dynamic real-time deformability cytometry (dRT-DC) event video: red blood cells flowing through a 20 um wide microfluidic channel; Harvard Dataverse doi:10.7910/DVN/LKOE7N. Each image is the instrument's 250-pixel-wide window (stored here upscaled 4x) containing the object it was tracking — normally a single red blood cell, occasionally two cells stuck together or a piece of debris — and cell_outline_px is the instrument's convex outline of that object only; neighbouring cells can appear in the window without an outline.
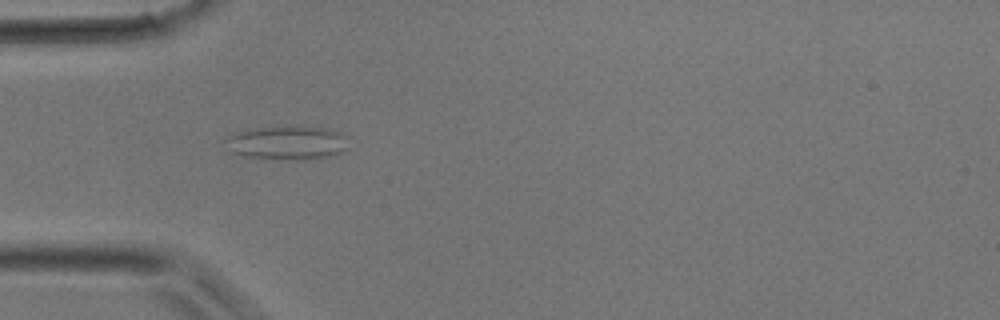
{"species": "common noctule bat (a hibernating species)", "species_latin": "Nyctalus noctula", "temperature_condition": "room temperature", "stored_images_in_passage": 8, "camera_frame_rate_fps": 3000, "um_per_image_px": 0.085, "animal": {"sex": "male", "body_mass_g": 17.9}, "frame": {"image": 1, "passage_image": 3, "time_ms": 0.667, "image_size_px": [1000, 320], "cell_outline_px": [[348, 148], [336, 156], [304, 160], [288, 160], [244, 156], [232, 152], [224, 140], [228, 136], [236, 132], [248, 128], [296, 124], [332, 128], [340, 132]], "centroid_in_image_um": [24.44, 12.1], "position_along_channel_um": 60.6, "area_um2": 25.14}}
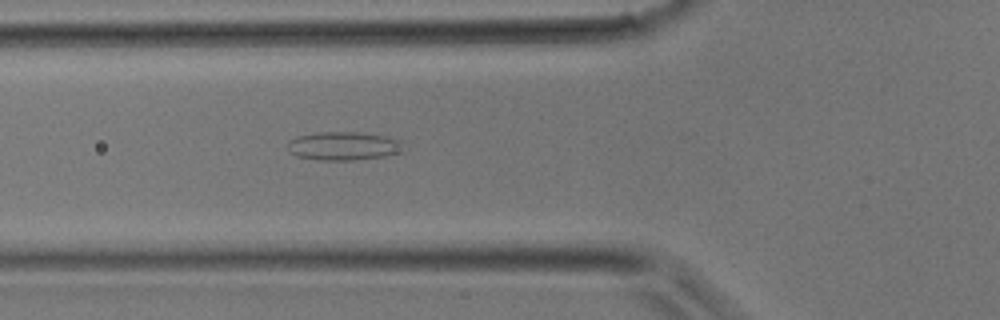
{"frame": {"image": 2, "passage_image": 5, "time_ms": 1.333, "image_size_px": [1000, 320], "cell_outline_px": [[404, 152], [388, 156], [352, 160], [316, 160], [296, 156], [292, 152], [288, 144], [288, 140], [296, 136], [320, 132], [360, 132], [388, 136], [400, 140]], "centroid_in_image_um": [29.25, 12.41], "position_along_channel_um": 96.6, "area_um2": 19.42}}